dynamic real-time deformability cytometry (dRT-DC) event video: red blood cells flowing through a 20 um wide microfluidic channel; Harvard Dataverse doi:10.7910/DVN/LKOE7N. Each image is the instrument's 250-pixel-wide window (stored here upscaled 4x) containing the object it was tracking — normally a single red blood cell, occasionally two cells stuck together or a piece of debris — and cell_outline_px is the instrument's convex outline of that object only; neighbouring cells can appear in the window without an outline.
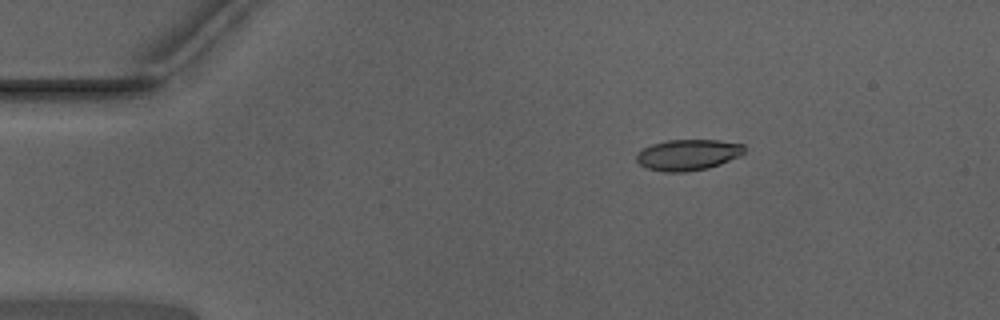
{"species": "Egyptian fruit bat (a non-hibernating species)", "species_latin": "Rousettus aegyptiacus", "temperature_condition": "warm", "stored_images_in_passage": 44, "camera_frame_rate_fps": 3000, "um_per_image_px": 0.085, "animal": {"sex": "male"}, "frame": {"image": 1, "passage_image": 1, "time_ms": 0.0, "image_size_px": [1000, 320], "cell_outline_px": [[744, 152], [740, 156], [720, 164], [708, 168], [684, 172], [664, 172], [648, 168], [640, 164], [636, 160], [636, 152], [652, 144], [668, 140], [716, 140], [744, 144]], "centroid_in_image_um": [58.47, 13.16], "position_along_channel_um": 26.5, "area_um2": 19.42}}
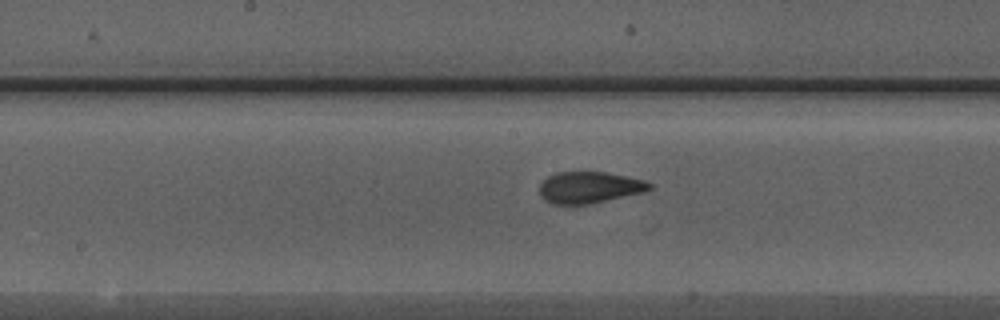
{"frame": {"image": 2, "passage_image": 19, "time_ms": 6.0, "image_size_px": [1000, 320], "cell_outline_px": [[652, 188], [644, 192], [588, 204], [552, 204], [544, 200], [540, 196], [540, 184], [548, 176], [556, 172], [604, 172], [644, 180], [652, 184]], "centroid_in_image_um": [50.07, 15.93], "position_along_channel_um": 198.1, "area_um2": 20.06}}
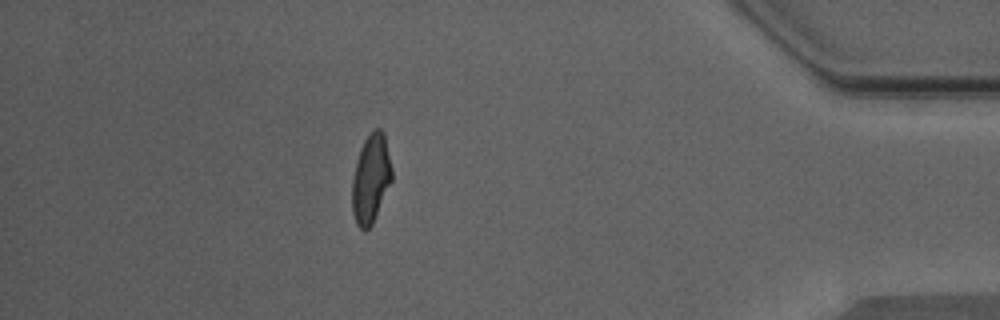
{"frame": {"image": 3, "passage_image": 38, "time_ms": 12.333, "image_size_px": [1000, 320], "cell_outline_px": [[392, 180], [372, 224], [364, 232], [356, 224], [352, 212], [352, 180], [356, 160], [360, 148], [364, 140], [372, 128], [380, 128], [384, 132], [392, 168]], "centroid_in_image_um": [31.51, 15.16], "position_along_channel_um": 403.7, "area_um2": 20.75}, "authors_computed_cell_mechanics": {"area_um2": 20.4901, "velocity_mm_per_s": 3.9855, "shape_relaxation_time_tau1_ms": 5.6133, "shape_relaxation_time_tau2_ms": 1.0788, "deformation_change_tau1": 0.1992, "deformation_change_tau2": 0.0742}}